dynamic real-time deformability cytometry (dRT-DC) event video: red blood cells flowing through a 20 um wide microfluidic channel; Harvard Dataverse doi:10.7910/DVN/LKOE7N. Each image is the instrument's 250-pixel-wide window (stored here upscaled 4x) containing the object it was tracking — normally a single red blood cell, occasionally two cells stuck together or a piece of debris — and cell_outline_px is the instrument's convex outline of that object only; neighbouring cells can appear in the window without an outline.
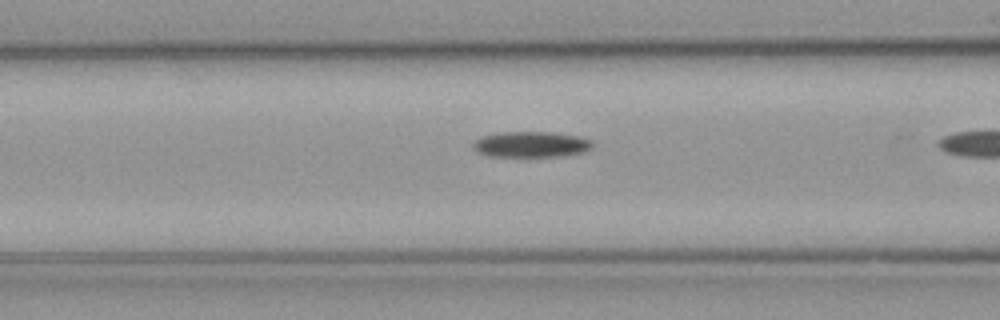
{"species": "common noctule bat (a hibernating species)", "species_latin": "Nyctalus noctula", "temperature_condition": "cold", "stored_images_in_passage": 9, "camera_frame_rate_fps": 3000, "um_per_image_px": 0.085, "animal": {"sex": "male", "body_mass_g": 23.1, "forearm_length_mm": 52.7}, "frame": {"image": 1, "passage_image": 8, "time_ms": 2.333, "image_size_px": [1000, 320], "cell_outline_px": [[592, 148], [584, 152], [560, 156], [488, 156], [476, 152], [472, 148], [472, 144], [480, 136], [504, 132], [552, 132], [580, 136], [592, 140]], "centroid_in_image_um": [45.13, 12.27], "position_along_channel_um": 121.5, "area_um2": 18.03}}